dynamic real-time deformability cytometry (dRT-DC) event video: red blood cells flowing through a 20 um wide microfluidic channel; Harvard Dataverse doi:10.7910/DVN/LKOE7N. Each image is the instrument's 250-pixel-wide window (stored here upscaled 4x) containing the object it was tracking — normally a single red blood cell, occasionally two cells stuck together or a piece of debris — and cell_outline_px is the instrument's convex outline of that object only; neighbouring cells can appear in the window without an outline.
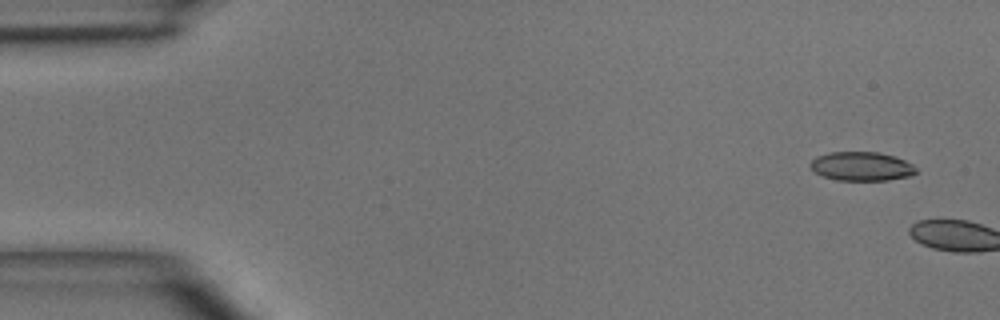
{"species": "common noctule bat (a hibernating species)", "species_latin": "Nyctalus noctula", "temperature_condition": "room temperature", "stored_images_in_passage": 2, "camera_frame_rate_fps": 3000, "um_per_image_px": 0.085, "animal": {"sex": "male", "body_mass_g": 15.6}, "frame": {"image": 1, "passage_image": 1, "time_ms": 0.0, "image_size_px": [1000, 320], "cell_outline_px": [[916, 172], [908, 176], [888, 180], [836, 180], [824, 176], [816, 172], [808, 164], [816, 156], [828, 152], [880, 152], [904, 160], [912, 164], [916, 168]], "centroid_in_image_um": [73.2, 14.13], "position_along_channel_um": 11.8, "area_um2": 17.69}}